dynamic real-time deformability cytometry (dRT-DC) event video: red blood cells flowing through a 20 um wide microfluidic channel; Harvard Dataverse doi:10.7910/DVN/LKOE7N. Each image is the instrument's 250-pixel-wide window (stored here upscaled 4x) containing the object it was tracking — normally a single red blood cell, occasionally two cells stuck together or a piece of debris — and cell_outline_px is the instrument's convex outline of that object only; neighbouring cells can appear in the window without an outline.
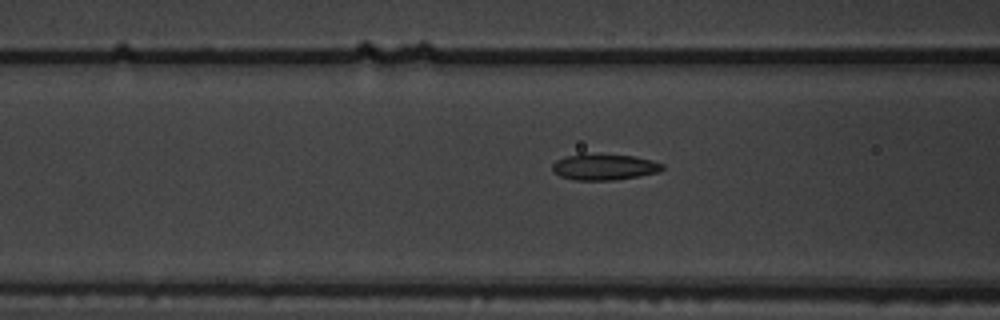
{"species": "common noctule bat (a hibernating species)", "species_latin": "Nyctalus noctula", "temperature_condition": "warm", "stored_images_in_passage": 5, "camera_frame_rate_fps": 3000, "um_per_image_px": 0.085, "animal": {"sex": "male", "body_mass_g": 19.5, "forearm_length_mm": 54.6}, "frame": {"image": 1, "passage_image": 5, "time_ms": 1.333, "image_size_px": [1000, 320], "cell_outline_px": [[664, 168], [660, 172], [612, 180], [576, 180], [560, 176], [552, 172], [552, 164], [556, 160], [564, 156], [580, 152], [584, 152], [632, 156], [652, 160], [664, 164]], "centroid_in_image_um": [51.3, 14.16], "position_along_channel_um": 115.3, "area_um2": 17.11}}